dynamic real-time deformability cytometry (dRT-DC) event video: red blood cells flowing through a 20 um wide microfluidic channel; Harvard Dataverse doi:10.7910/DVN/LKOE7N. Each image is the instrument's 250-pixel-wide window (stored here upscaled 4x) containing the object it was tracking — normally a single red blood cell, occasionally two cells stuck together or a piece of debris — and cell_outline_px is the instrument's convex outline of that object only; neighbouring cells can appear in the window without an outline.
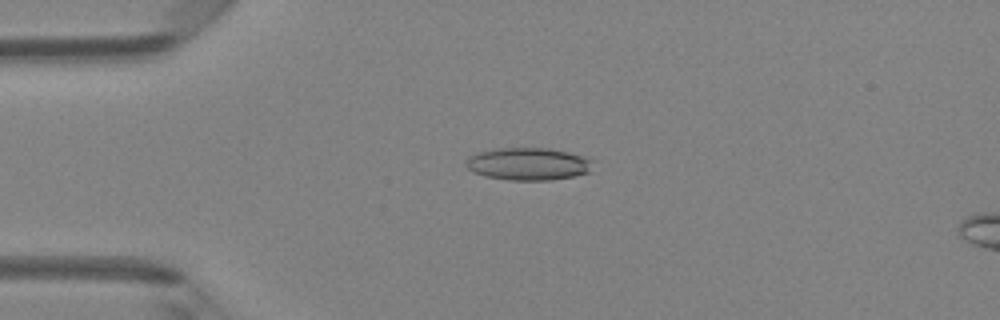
{"species": "Egyptian fruit bat (a non-hibernating species)", "species_latin": "Rousettus aegyptiacus", "temperature_condition": "room temperature", "stored_images_in_passage": 48, "camera_frame_rate_fps": 3000, "um_per_image_px": 0.085, "animal": {"sex": "female"}, "frame": {"image": 1, "passage_image": 12, "time_ms": 3.667, "image_size_px": [1000, 320], "cell_outline_px": [[596, 160], [588, 172], [572, 176], [552, 180], [508, 180], [484, 176], [472, 172], [464, 164], [468, 156], [476, 152], [496, 148], [548, 148], [588, 156]], "centroid_in_image_um": [44.9, 13.92], "position_along_channel_um": 40.1, "area_um2": 24.45}}
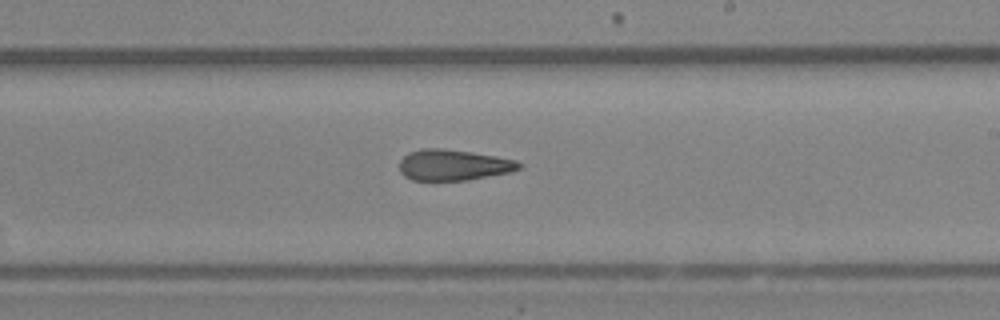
{"frame": {"image": 2, "passage_image": 29, "time_ms": 9.333, "image_size_px": [1000, 320], "cell_outline_px": [[524, 164], [520, 168], [512, 172], [468, 180], [412, 180], [404, 176], [400, 172], [400, 160], [408, 152], [424, 148], [440, 148], [472, 152], [496, 156], [516, 160]], "centroid_in_image_um": [38.56, 14.02], "position_along_channel_um": 250.4, "area_um2": 21.68}}
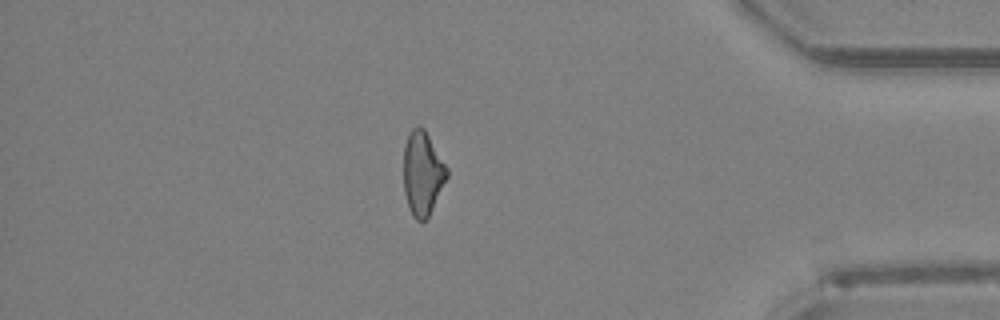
{"frame": {"image": 3, "passage_image": 42, "time_ms": 13.667, "image_size_px": [1000, 320], "cell_outline_px": [[448, 176], [428, 216], [424, 220], [416, 220], [412, 216], [408, 208], [404, 192], [404, 144], [408, 132], [416, 124], [420, 124], [424, 128], [448, 168]], "centroid_in_image_um": [35.9, 14.68], "position_along_channel_um": 399.3, "area_um2": 21.27}, "authors_computed_cell_mechanics": {"area_um2": 22.5131, "velocity_mm_per_s": 4.2194, "shape_relaxation_time_tau1_ms": null, "shape_relaxation_time_tau2_ms": 4.2578, "deformation_change_tau1": null, "deformation_change_tau2": 0.164}}